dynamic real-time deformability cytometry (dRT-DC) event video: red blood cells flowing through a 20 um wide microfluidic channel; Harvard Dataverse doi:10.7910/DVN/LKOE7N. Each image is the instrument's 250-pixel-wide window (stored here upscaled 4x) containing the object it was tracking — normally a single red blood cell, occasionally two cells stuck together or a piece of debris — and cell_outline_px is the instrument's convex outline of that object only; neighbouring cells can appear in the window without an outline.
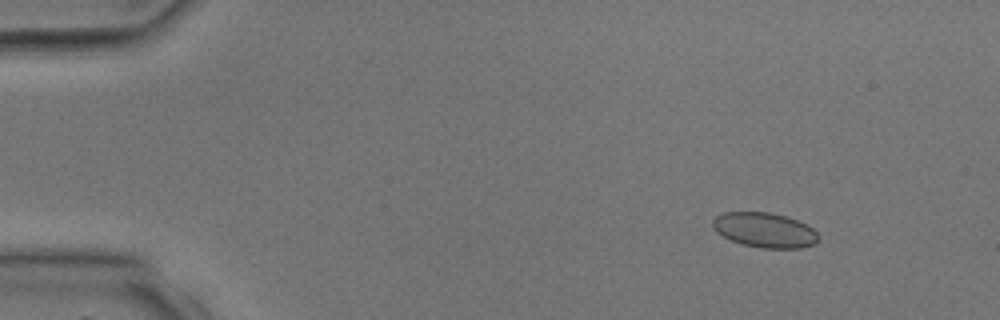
{"species": "common noctule bat (a hibernating species)", "species_latin": "Nyctalus noctula", "temperature_condition": "room temperature", "stored_images_in_passage": 3, "camera_frame_rate_fps": 3000, "um_per_image_px": 0.085, "animal": {"sex": "male", "body_mass_g": 17.9, "forearm_length_mm": 54.2}, "frame": {"image": 1, "passage_image": 1, "time_ms": 0.0, "image_size_px": [1000, 320], "cell_outline_px": [[820, 236], [816, 244], [800, 248], [760, 248], [740, 244], [716, 232], [712, 228], [712, 220], [716, 216], [724, 212], [768, 212], [784, 216], [796, 220], [812, 228]], "centroid_in_image_um": [64.98, 19.56], "position_along_channel_um": 20.0, "area_um2": 21.5}}
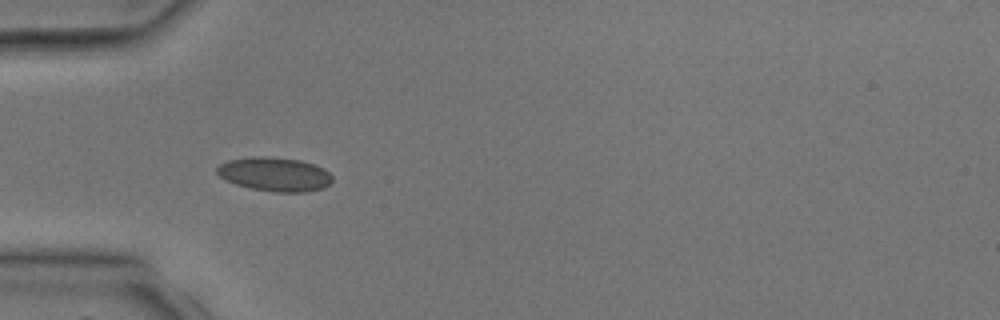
{"frame": {"image": 2, "passage_image": 3, "time_ms": 2.667, "image_size_px": [1000, 320], "cell_outline_px": [[332, 180], [324, 188], [304, 192], [276, 192], [252, 188], [236, 184], [220, 176], [216, 172], [216, 168], [220, 164], [228, 160], [252, 156], [268, 156], [300, 160], [324, 168], [332, 176]], "centroid_in_image_um": [23.35, 14.8], "position_along_channel_um": 61.6, "area_um2": 22.72}}